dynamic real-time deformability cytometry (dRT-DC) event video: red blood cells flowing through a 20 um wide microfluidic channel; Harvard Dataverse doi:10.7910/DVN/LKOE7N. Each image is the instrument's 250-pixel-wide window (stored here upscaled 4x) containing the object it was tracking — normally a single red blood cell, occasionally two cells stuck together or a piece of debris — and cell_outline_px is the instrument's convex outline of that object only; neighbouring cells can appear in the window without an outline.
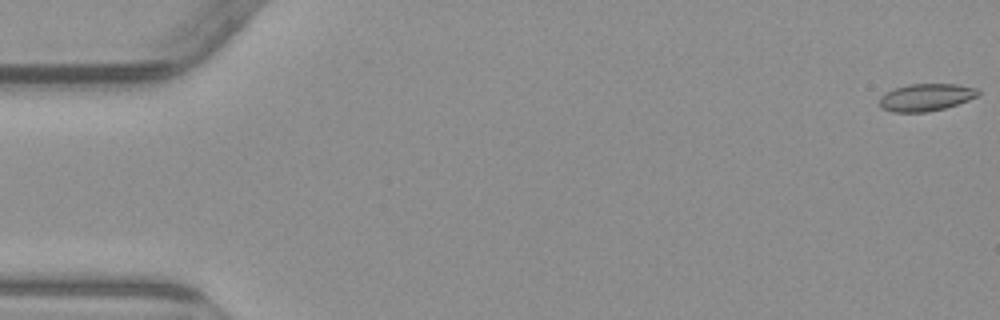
{"species": "common noctule bat (a hibernating species)", "species_latin": "Nyctalus noctula", "temperature_condition": "warm", "stored_images_in_passage": 4, "camera_frame_rate_fps": 3000, "um_per_image_px": 0.085, "animal": {"sex": "male", "body_mass_g": 23.1, "forearm_length_mm": 52.7}, "frame": {"image": 1, "passage_image": 1, "time_ms": 0.0, "image_size_px": [1000, 320], "cell_outline_px": [[980, 92], [976, 96], [968, 100], [944, 108], [928, 112], [892, 112], [880, 108], [880, 96], [896, 88], [908, 84], [956, 84], [976, 88]], "centroid_in_image_um": [78.69, 8.28], "position_along_channel_um": 6.3, "area_um2": 15.55}}